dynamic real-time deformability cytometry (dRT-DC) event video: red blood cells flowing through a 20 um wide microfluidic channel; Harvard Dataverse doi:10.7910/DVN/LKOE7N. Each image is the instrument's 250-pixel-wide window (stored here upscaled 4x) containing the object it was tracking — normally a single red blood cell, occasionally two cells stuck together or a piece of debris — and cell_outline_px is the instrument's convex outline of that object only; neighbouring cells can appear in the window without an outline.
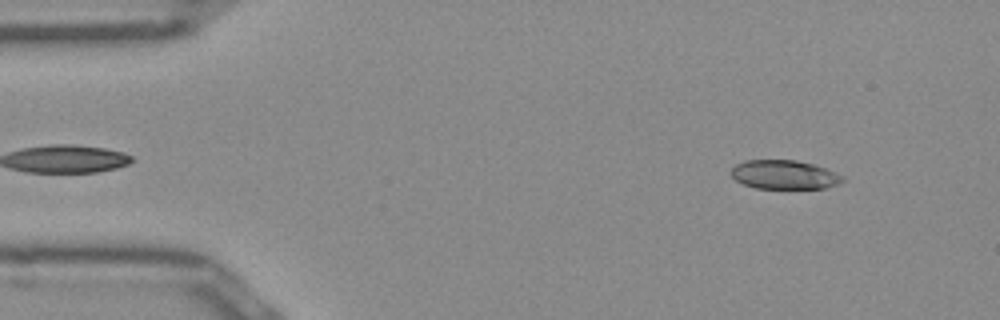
{"species": "Egyptian fruit bat (a non-hibernating species)", "species_latin": "Rousettus aegyptiacus", "temperature_condition": "room temperature", "stored_images_in_passage": 47, "segment_of_instrument_passage": [1, 2], "camera_frame_rate_fps": 3000, "um_per_image_px": 0.085, "frame": {"image": 1, "passage_image": 1, "time_ms": 0.0, "image_size_px": [1000, 320], "cell_outline_px": [[844, 180], [836, 184], [824, 188], [756, 188], [744, 184], [736, 180], [728, 172], [736, 164], [744, 160], [796, 160], [812, 164], [836, 172], [844, 176]], "centroid_in_image_um": [66.63, 14.84], "position_along_channel_um": 18.4, "area_um2": 18.73}}
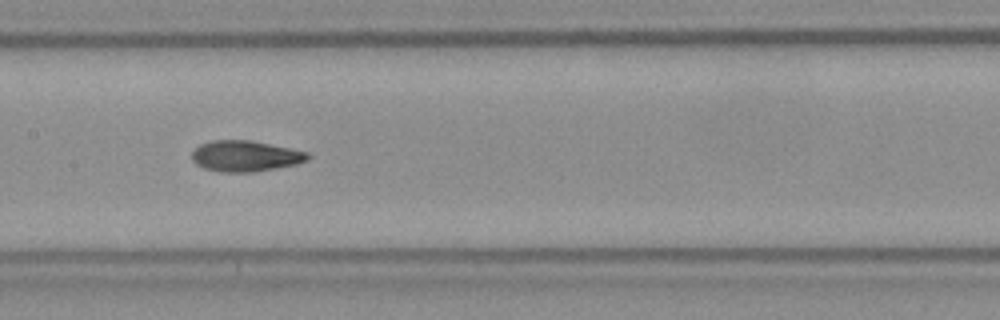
{"frame": {"image": 2, "passage_image": 20, "time_ms": 6.333, "image_size_px": [1000, 320], "cell_outline_px": [[312, 156], [308, 160], [296, 164], [252, 172], [220, 172], [204, 168], [196, 164], [192, 160], [192, 152], [200, 144], [212, 140], [252, 140], [308, 152]], "centroid_in_image_um": [20.85, 13.26], "position_along_channel_um": 186.5, "area_um2": 20.87}}
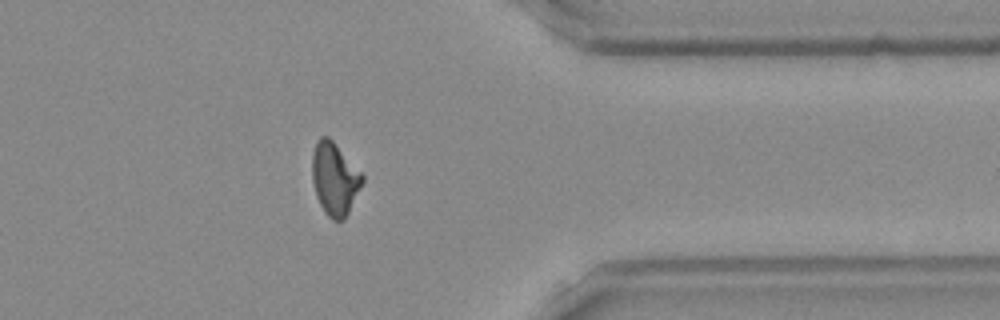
{"frame": {"image": 3, "passage_image": 36, "time_ms": 11.667, "image_size_px": [1000, 320], "cell_outline_px": [[364, 180], [344, 220], [332, 220], [324, 212], [320, 204], [312, 180], [312, 152], [316, 140], [320, 136], [328, 136], [332, 140], [364, 176]], "centroid_in_image_um": [28.42, 15.18], "position_along_channel_um": 383.0, "area_um2": 20.98}}